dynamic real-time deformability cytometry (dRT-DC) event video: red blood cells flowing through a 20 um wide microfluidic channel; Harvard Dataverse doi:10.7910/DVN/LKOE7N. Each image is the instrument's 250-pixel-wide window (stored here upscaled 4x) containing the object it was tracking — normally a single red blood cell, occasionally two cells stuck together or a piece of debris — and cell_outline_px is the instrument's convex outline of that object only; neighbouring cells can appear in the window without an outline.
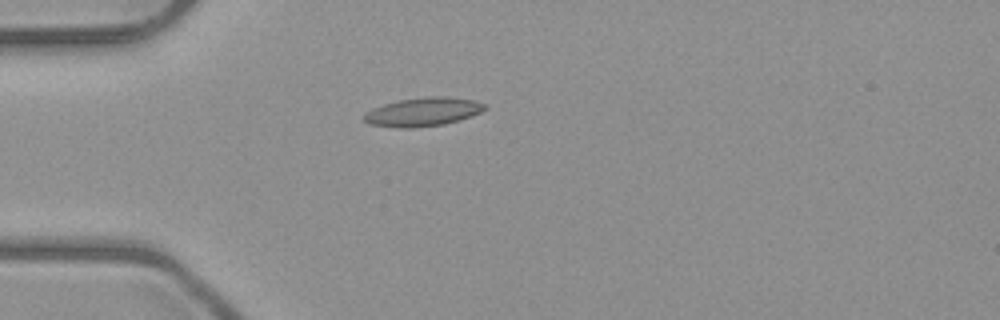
{"species": "common noctule bat (a hibernating species)", "species_latin": "Nyctalus noctula", "temperature_condition": "room temperature", "stored_images_in_passage": 2, "camera_frame_rate_fps": 3000, "um_per_image_px": 0.085, "animal": {"sex": "male", "body_mass_g": 23.1, "forearm_length_mm": 52.7}, "frame": {"image": 1, "passage_image": 1, "time_ms": 0.0, "image_size_px": [1000, 320], "cell_outline_px": [[488, 108], [480, 112], [444, 124], [412, 128], [400, 128], [372, 124], [364, 120], [364, 112], [372, 108], [384, 104], [400, 100], [428, 96], [448, 96], [476, 100], [484, 104]], "centroid_in_image_um": [35.95, 9.49], "position_along_channel_um": 49.1, "area_um2": 20.0}}